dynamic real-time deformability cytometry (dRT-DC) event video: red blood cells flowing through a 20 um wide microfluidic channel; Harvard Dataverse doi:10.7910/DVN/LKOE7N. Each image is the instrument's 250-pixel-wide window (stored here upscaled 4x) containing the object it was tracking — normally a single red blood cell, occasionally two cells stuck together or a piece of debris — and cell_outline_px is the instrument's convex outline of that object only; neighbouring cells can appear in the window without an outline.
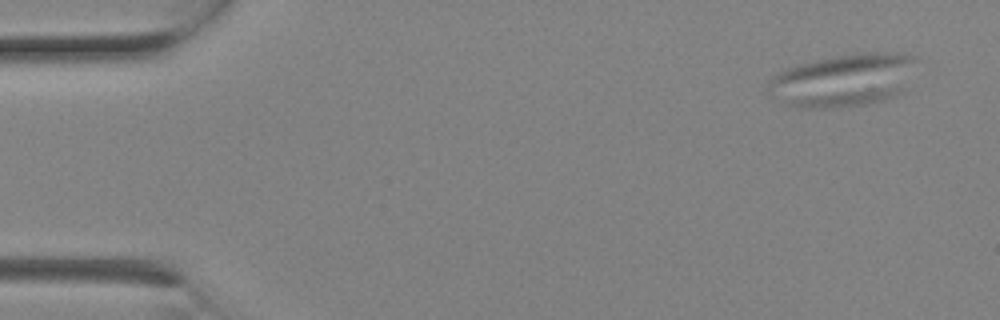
{"species": "Egyptian fruit bat (a non-hibernating species)", "species_latin": "Rousettus aegyptiacus", "temperature_condition": "room temperature", "stored_images_in_passage": 3, "camera_frame_rate_fps": 3000, "um_per_image_px": 0.085, "animal": {"sex": "female"}, "frame": {"image": 1, "passage_image": 1, "time_ms": 0.0, "image_size_px": [1000, 320], "cell_outline_px": [[916, 60], [904, 92], [896, 96], [884, 100], [864, 104], [828, 108], [804, 108], [788, 104], [764, 92], [764, 84], [776, 72], [784, 68], [800, 64], [836, 56], [860, 52], [880, 52], [916, 56]], "centroid_in_image_um": [71.62, 6.82], "position_along_channel_um": 13.4, "area_um2": 45.84}}